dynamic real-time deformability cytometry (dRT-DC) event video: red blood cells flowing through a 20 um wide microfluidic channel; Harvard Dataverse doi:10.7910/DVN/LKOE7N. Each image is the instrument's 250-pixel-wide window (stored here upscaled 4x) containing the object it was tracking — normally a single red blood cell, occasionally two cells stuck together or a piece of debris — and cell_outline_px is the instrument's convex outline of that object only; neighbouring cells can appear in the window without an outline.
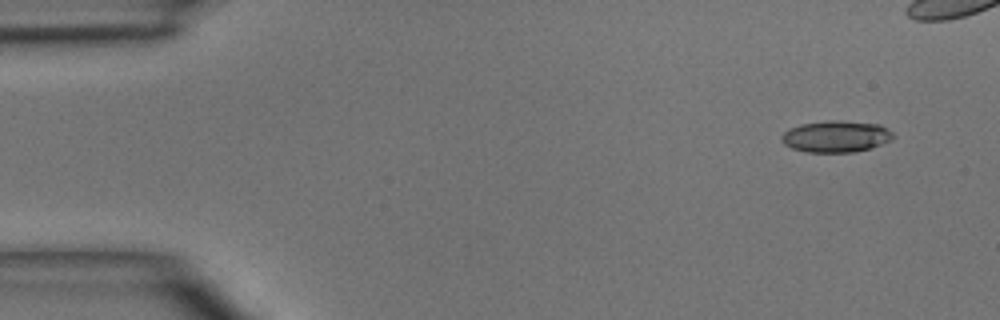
{"species": "common noctule bat (a hibernating species)", "species_latin": "Nyctalus noctula", "temperature_condition": "room temperature", "stored_images_in_passage": 5, "camera_frame_rate_fps": 3000, "um_per_image_px": 0.085, "animal": {"sex": "male", "body_mass_g": 15.6}, "frame": {"image": 1, "passage_image": 1, "time_ms": 0.0, "image_size_px": [1000, 320], "cell_outline_px": [[896, 136], [892, 140], [856, 152], [808, 152], [792, 148], [784, 144], [780, 140], [780, 136], [784, 132], [800, 124], [828, 120], [836, 120], [880, 124], [888, 128]], "centroid_in_image_um": [71.07, 11.59], "position_along_channel_um": 13.9, "area_um2": 20.58}}
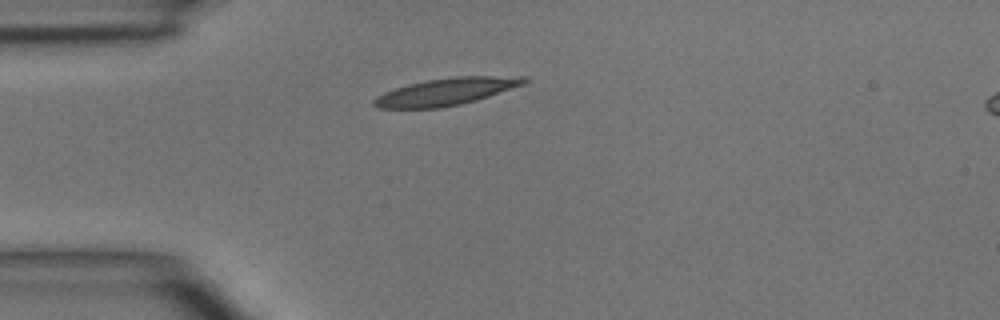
{"frame": {"image": 2, "passage_image": 5, "time_ms": 4.667, "image_size_px": [1000, 320], "cell_outline_px": [[528, 80], [524, 84], [476, 100], [460, 104], [440, 108], [376, 108], [372, 104], [372, 100], [376, 96], [384, 92], [408, 84], [428, 80], [456, 76], [528, 76]], "centroid_in_image_um": [37.91, 7.79], "position_along_channel_um": 47.1, "area_um2": 23.7}}